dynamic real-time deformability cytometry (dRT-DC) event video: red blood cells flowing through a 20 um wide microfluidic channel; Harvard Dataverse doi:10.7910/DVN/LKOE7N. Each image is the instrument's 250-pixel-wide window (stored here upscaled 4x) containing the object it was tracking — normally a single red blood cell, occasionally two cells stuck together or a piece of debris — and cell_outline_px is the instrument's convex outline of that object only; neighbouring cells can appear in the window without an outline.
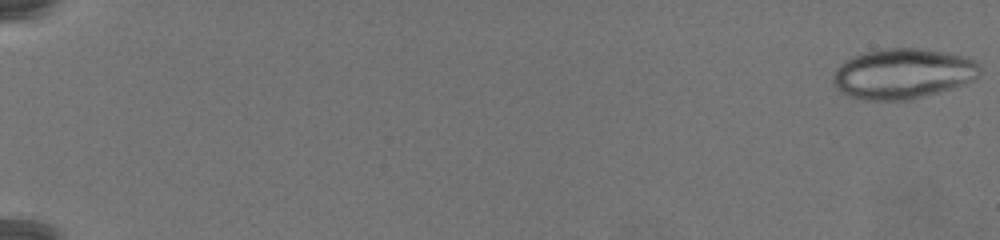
{"species": "common noctule bat (a hibernating species)", "species_latin": "Nyctalus noctula", "temperature_condition": "warm", "stored_images_in_passage": 34, "camera_frame_rate_fps": 3000, "um_per_image_px": 0.085, "animal": {"sex": "female", "body_mass_g": 19.5, "forearm_length_mm": 54.1}, "frame": {"image": 1, "passage_image": 1, "time_ms": 0.0, "image_size_px": [1000, 240], "cell_outline_px": [[980, 72], [972, 80], [964, 84], [940, 92], [912, 100], [860, 100], [848, 96], [840, 92], [836, 88], [832, 80], [832, 76], [836, 68], [840, 64], [864, 52], [888, 48], [920, 48], [960, 56], [972, 60], [980, 64]], "centroid_in_image_um": [76.7, 6.29], "position_along_channel_um": 8.3, "area_um2": 42.89}}